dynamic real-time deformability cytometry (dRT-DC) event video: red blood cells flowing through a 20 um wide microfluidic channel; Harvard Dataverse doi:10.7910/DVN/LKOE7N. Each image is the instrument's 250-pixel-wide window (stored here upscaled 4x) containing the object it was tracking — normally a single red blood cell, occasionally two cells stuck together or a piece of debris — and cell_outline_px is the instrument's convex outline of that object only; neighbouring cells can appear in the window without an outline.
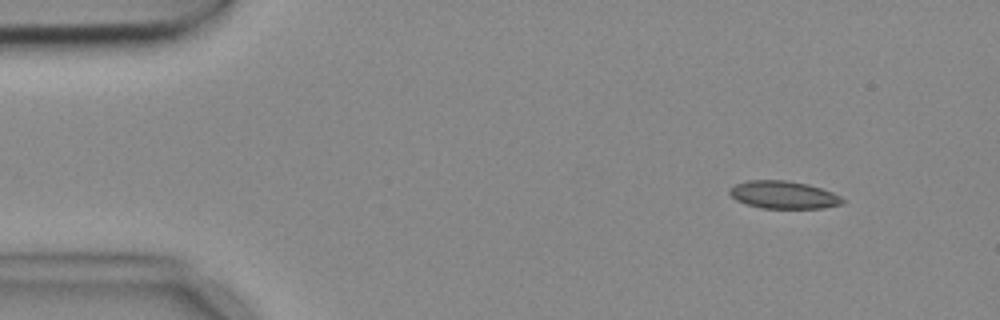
{"species": "common noctule bat (a hibernating species)", "species_latin": "Nyctalus noctula", "temperature_condition": "cold", "stored_images_in_passage": 5, "camera_frame_rate_fps": 3000, "um_per_image_px": 0.085, "animal": {"sex": "female", "body_mass_g": 18.4}, "frame": {"image": 1, "passage_image": 2, "time_ms": 0.333, "image_size_px": [1000, 320], "cell_outline_px": [[844, 204], [824, 208], [760, 208], [744, 204], [736, 200], [728, 192], [728, 188], [736, 184], [748, 180], [784, 180], [808, 184], [832, 192], [840, 196], [844, 200]], "centroid_in_image_um": [66.58, 16.57], "position_along_channel_um": 18.4, "area_um2": 18.32}}
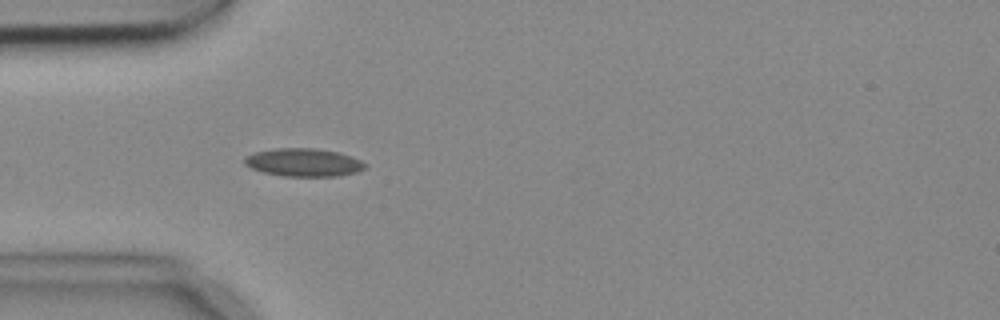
{"frame": {"image": 2, "passage_image": 5, "time_ms": 1.333, "image_size_px": [1000, 320], "cell_outline_px": [[368, 164], [364, 168], [356, 172], [340, 176], [284, 176], [264, 172], [252, 168], [244, 164], [244, 156], [256, 152], [276, 148], [312, 148], [336, 152], [352, 156]], "centroid_in_image_um": [25.81, 13.81], "position_along_channel_um": 59.2, "area_um2": 19.59}}